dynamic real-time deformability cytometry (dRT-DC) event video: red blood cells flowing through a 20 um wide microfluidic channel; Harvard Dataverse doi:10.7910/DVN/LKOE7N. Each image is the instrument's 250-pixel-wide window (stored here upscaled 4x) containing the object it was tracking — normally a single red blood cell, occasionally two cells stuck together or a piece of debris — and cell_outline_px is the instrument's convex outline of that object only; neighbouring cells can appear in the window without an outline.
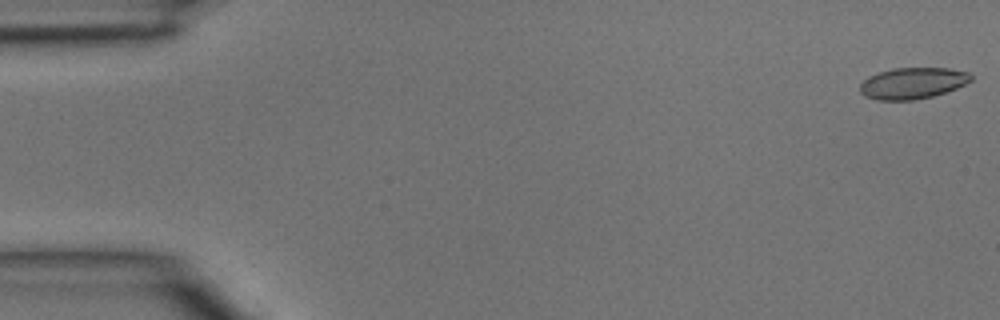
{"species": "common noctule bat (a hibernating species)", "species_latin": "Nyctalus noctula", "temperature_condition": "room temperature", "stored_images_in_passage": 4, "camera_frame_rate_fps": 3000, "um_per_image_px": 0.085, "animal": {"sex": "male", "body_mass_g": 15.6}, "frame": {"image": 1, "passage_image": 1, "time_ms": 0.0, "image_size_px": [1000, 320], "cell_outline_px": [[972, 80], [956, 88], [932, 96], [912, 100], [876, 100], [860, 92], [860, 84], [868, 76], [892, 68], [948, 68], [968, 72], [972, 76]], "centroid_in_image_um": [77.57, 7.06], "position_along_channel_um": 7.4, "area_um2": 20.06}}